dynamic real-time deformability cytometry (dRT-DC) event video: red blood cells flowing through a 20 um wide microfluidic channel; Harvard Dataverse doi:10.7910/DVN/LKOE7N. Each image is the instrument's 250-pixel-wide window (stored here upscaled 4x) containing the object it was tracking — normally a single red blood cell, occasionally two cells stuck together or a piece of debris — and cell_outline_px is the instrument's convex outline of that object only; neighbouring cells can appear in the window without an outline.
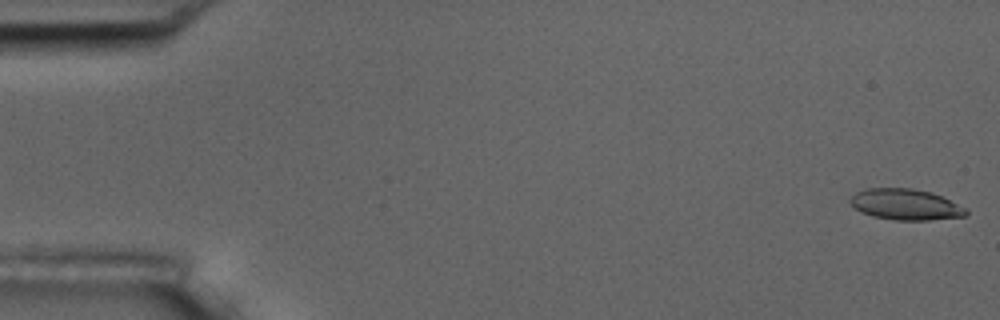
{"species": "common noctule bat (a hibernating species)", "species_latin": "Nyctalus noctula", "temperature_condition": "room temperature", "stored_images_in_passage": 6, "camera_frame_rate_fps": 3000, "um_per_image_px": 0.085, "animal": {"sex": "male", "body_mass_g": 17.5, "forearm_length_mm": 52.3}, "frame": {"image": 1, "passage_image": 1, "time_ms": 0.0, "image_size_px": [1000, 320], "cell_outline_px": [[968, 212], [964, 216], [928, 220], [896, 220], [872, 216], [860, 212], [848, 200], [856, 192], [864, 188], [912, 188], [932, 192], [968, 208]], "centroid_in_image_um": [76.97, 17.37], "position_along_channel_um": 8.0, "area_um2": 20.98}}
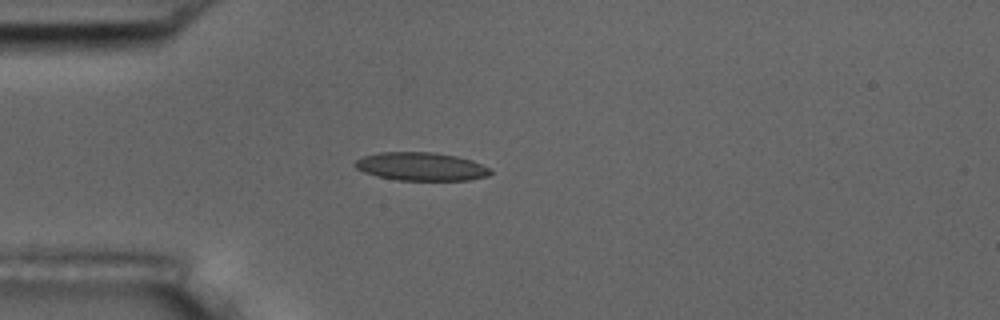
{"frame": {"image": 2, "passage_image": 5, "time_ms": 4.667, "image_size_px": [1000, 320], "cell_outline_px": [[492, 172], [488, 176], [468, 180], [400, 180], [376, 176], [364, 172], [356, 168], [352, 164], [356, 160], [364, 156], [380, 152], [432, 152], [456, 156], [472, 160], [488, 168]], "centroid_in_image_um": [35.77, 14.15], "position_along_channel_um": 49.2, "area_um2": 22.2}}